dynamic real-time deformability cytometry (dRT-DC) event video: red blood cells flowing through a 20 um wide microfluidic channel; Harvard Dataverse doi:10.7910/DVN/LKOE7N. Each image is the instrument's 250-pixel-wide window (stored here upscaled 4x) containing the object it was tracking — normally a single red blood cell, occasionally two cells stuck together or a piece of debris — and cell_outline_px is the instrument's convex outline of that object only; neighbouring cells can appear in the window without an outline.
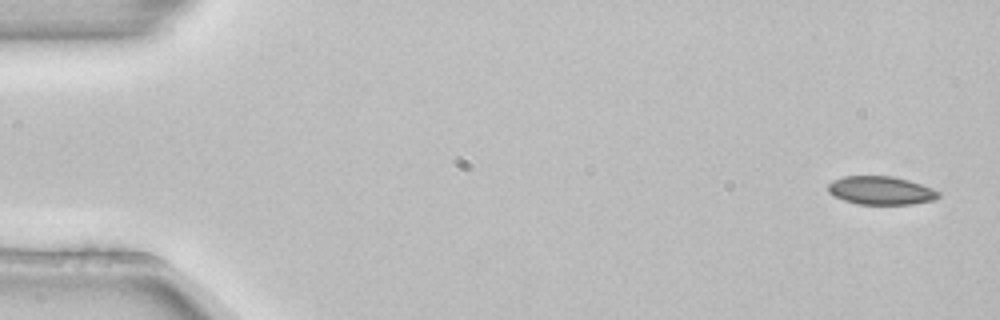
{"species": "common noctule bat (a hibernating species)", "species_latin": "Nyctalus noctula", "temperature_condition": "room temperature", "stored_images_in_passage": 4, "camera_frame_rate_fps": 3000, "um_per_image_px": 0.085, "animal": {"sex": "female", "body_mass_g": 22.7, "forearm_length_mm": 54.2}, "frame": {"image": 1, "passage_image": 1, "time_ms": 0.0, "image_size_px": [1000, 320], "cell_outline_px": [[940, 196], [932, 200], [912, 204], [860, 204], [844, 200], [828, 192], [828, 184], [832, 180], [844, 176], [892, 176], [908, 180], [932, 188], [940, 192]], "centroid_in_image_um": [74.87, 16.18], "position_along_channel_um": 10.1, "area_um2": 18.09}}
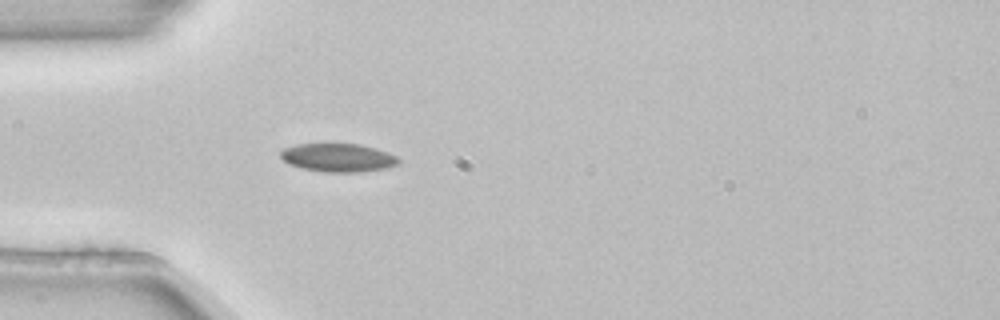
{"frame": {"image": 2, "passage_image": 4, "time_ms": 1.0, "image_size_px": [1000, 320], "cell_outline_px": [[400, 160], [396, 164], [384, 168], [356, 172], [324, 172], [304, 168], [288, 164], [280, 156], [280, 152], [284, 148], [296, 144], [360, 144], [376, 148], [388, 152], [396, 156]], "centroid_in_image_um": [28.71, 13.39], "position_along_channel_um": 56.3, "area_um2": 19.31}}